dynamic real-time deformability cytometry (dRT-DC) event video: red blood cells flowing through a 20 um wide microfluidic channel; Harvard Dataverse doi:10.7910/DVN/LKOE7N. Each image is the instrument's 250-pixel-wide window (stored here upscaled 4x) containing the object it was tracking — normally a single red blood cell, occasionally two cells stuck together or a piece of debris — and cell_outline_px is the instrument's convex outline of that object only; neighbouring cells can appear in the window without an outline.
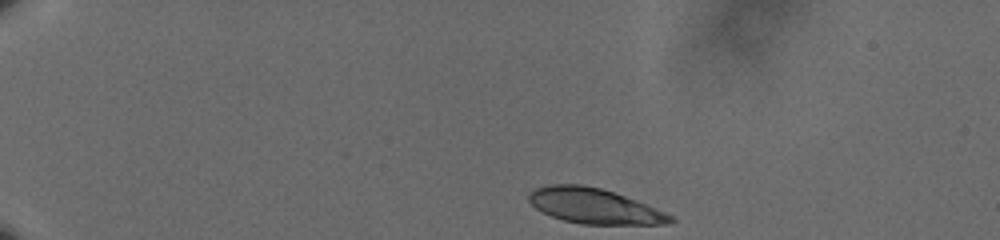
{"species": "human", "species_latin": "Homo sapiens", "temperature_condition": "cold", "stored_images_in_passage": 47, "camera_frame_rate_fps": 3000, "um_per_image_px": 0.085, "donor": {"sex": "male"}, "frame": {"image": 1, "passage_image": 1, "time_ms": 0.0, "image_size_px": [1000, 240], "cell_outline_px": [[676, 220], [668, 224], [580, 224], [564, 220], [552, 216], [536, 208], [528, 200], [528, 192], [536, 188], [548, 184], [580, 184], [600, 188], [636, 200], [676, 216]], "centroid_in_image_um": [50.53, 17.51], "position_along_channel_um": 34.5, "area_um2": 29.02}}
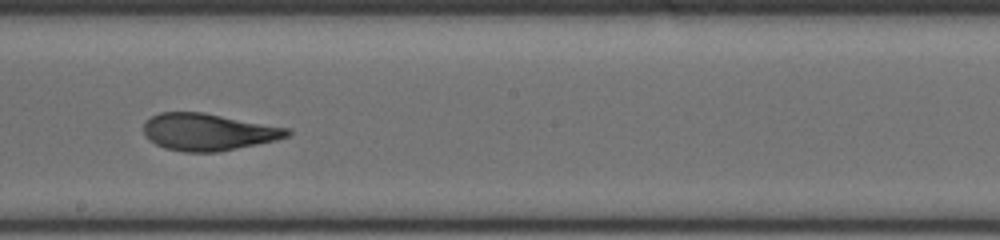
{"frame": {"image": 2, "passage_image": 25, "time_ms": 8.0, "image_size_px": [1000, 240], "cell_outline_px": [[292, 132], [288, 136], [276, 140], [216, 152], [184, 152], [164, 148], [148, 140], [144, 136], [144, 120], [160, 112], [204, 112], [292, 128]], "centroid_in_image_um": [17.69, 11.2], "position_along_channel_um": 230.5, "area_um2": 31.27}}
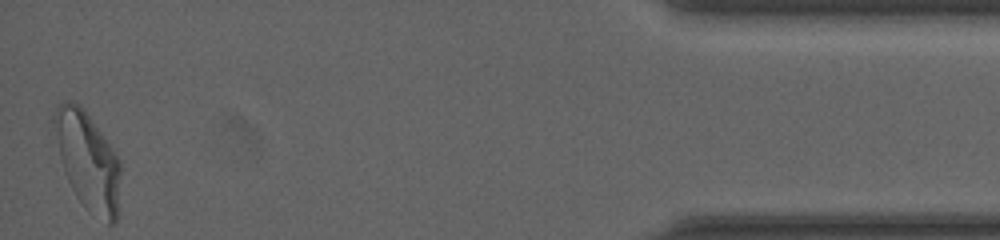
{"frame": {"image": 3, "passage_image": 47, "time_ms": 15.333, "image_size_px": [1000, 240], "cell_outline_px": [[120, 172], [116, 224], [108, 224], [88, 212], [84, 208], [76, 196], [64, 172], [48, 120], [56, 104], [64, 100], [72, 100], [80, 104], [84, 108], [112, 148], [120, 160]], "centroid_in_image_um": [7.38, 13.6], "position_along_channel_um": 427.8, "area_um2": 38.84}, "authors_computed_cell_mechanics": {"area_um2": 31.3276, "velocity_mm_per_s": 3.6073, "shape_relaxation_time_tau1_ms": 6.8613, "shape_relaxation_time_tau2_ms": 1.1809, "deformation_change_tau1": 0.2223, "deformation_change_tau2": 0.0895}}